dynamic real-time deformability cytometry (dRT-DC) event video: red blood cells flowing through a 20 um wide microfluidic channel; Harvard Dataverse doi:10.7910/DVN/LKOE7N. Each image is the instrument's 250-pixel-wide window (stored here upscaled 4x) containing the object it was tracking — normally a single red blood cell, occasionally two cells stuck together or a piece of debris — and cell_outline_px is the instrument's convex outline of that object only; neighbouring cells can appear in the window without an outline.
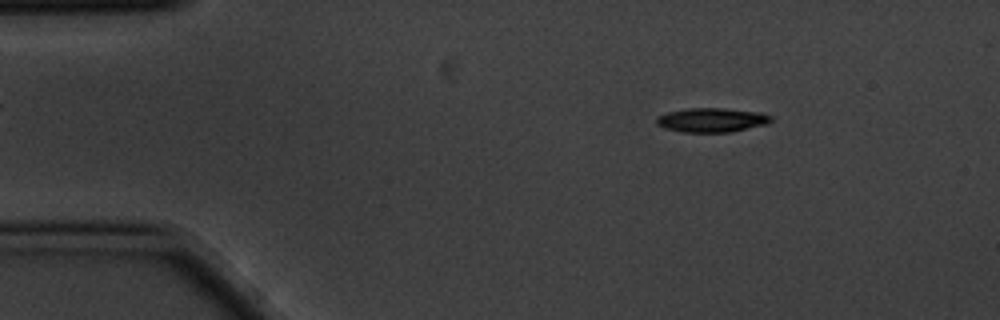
{"species": "common noctule bat (a hibernating species)", "species_latin": "Nyctalus noctula", "temperature_condition": "cold", "stored_images_in_passage": 4, "camera_frame_rate_fps": 3000, "um_per_image_px": 0.085, "animal": {"sex": "male", "body_mass_g": 20.1, "forearm_length_mm": 53.5}, "frame": {"image": 1, "passage_image": 2, "time_ms": 0.333, "image_size_px": [1000, 320], "cell_outline_px": [[776, 120], [768, 124], [732, 132], [680, 132], [664, 128], [656, 124], [656, 116], [668, 112], [688, 108], [724, 108], [760, 112], [772, 116]], "centroid_in_image_um": [60.53, 10.2], "position_along_channel_um": 24.5, "area_um2": 16.47}}